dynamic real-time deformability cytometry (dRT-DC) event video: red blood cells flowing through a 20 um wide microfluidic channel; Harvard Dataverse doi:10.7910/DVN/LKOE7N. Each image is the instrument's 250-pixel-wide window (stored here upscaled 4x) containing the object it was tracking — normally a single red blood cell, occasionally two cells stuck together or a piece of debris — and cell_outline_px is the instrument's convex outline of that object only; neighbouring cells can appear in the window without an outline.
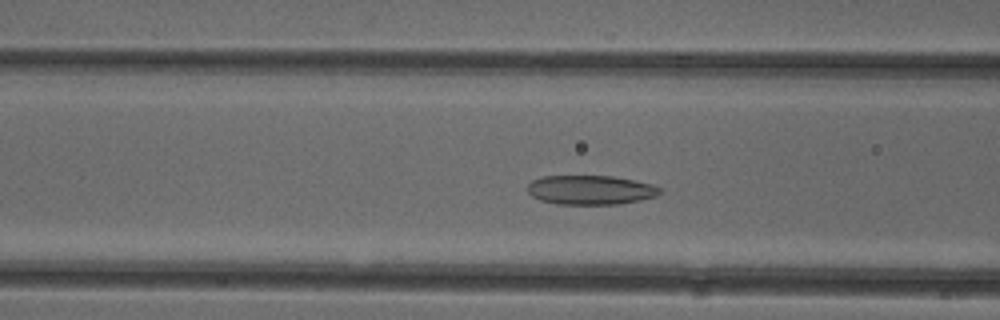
{"species": "common noctule bat (a hibernating species)", "species_latin": "Nyctalus noctula", "temperature_condition": "cold", "stored_images_in_passage": 48, "camera_frame_rate_fps": 3000, "um_per_image_px": 0.085, "animal": {"sex": "female"}, "frame": {"image": 1, "passage_image": 16, "time_ms": 5.0, "image_size_px": [1000, 320], "cell_outline_px": [[664, 192], [656, 196], [640, 200], [620, 204], [556, 204], [540, 200], [532, 196], [528, 192], [528, 184], [532, 180], [544, 176], [612, 176], [652, 184], [664, 188]], "centroid_in_image_um": [50.23, 16.15], "position_along_channel_um": 116.4, "area_um2": 22.72}}
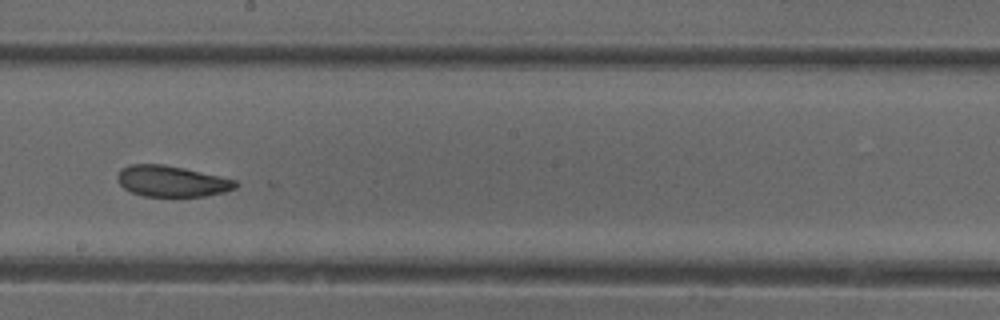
{"frame": {"image": 2, "passage_image": 25, "time_ms": 8.0, "image_size_px": [1000, 320], "cell_outline_px": [[240, 184], [236, 188], [224, 192], [208, 196], [144, 196], [132, 192], [124, 188], [116, 180], [116, 176], [120, 168], [128, 164], [164, 164], [184, 168], [236, 180]], "centroid_in_image_um": [14.58, 15.4], "position_along_channel_um": 233.6, "area_um2": 21.5}}
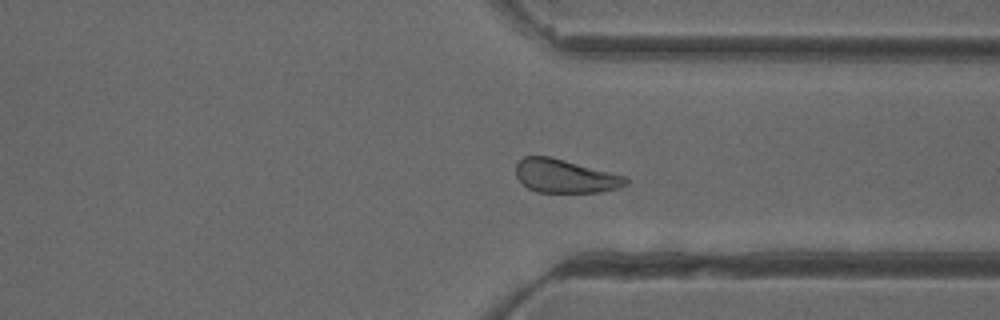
{"frame": {"image": 3, "passage_image": 35, "time_ms": 11.333, "image_size_px": [1000, 320], "cell_outline_px": [[628, 184], [620, 188], [596, 192], [536, 192], [528, 188], [516, 176], [516, 164], [524, 156], [548, 156], [628, 176]], "centroid_in_image_um": [48.06, 14.97], "position_along_channel_um": 363.3, "area_um2": 21.44}, "authors_computed_cell_mechanics": {"area_um2": 23.1489, "velocity_mm_per_s": 3.904, "shape_relaxation_time_tau1_ms": 4.9602, "shape_relaxation_time_tau2_ms": 2.8313, "deformation_change_tau1": 0.1061, "deformation_change_tau2": 0.0859}}